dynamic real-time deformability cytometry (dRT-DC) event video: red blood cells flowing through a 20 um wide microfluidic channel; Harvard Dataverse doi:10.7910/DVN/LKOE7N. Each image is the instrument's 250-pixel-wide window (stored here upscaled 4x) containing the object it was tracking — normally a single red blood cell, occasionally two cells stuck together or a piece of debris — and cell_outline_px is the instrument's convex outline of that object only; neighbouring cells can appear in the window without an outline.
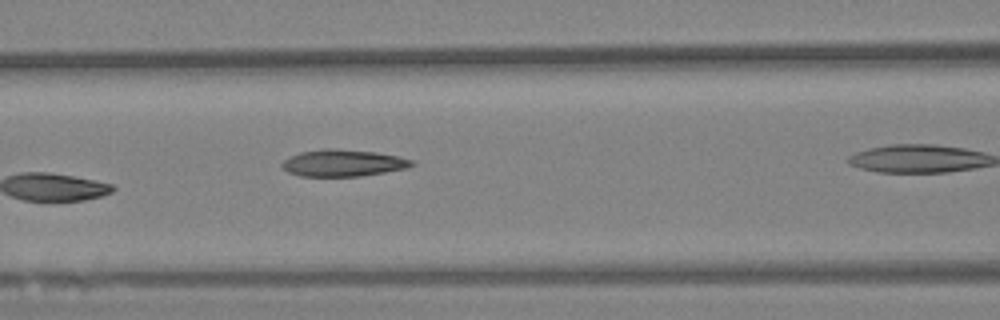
{"species": "Egyptian fruit bat (a non-hibernating species)", "species_latin": "Rousettus aegyptiacus", "temperature_condition": "warm", "stored_images_in_passage": 8, "camera_frame_rate_fps": 3000, "um_per_image_px": 0.085, "animal": {"sex": "female"}, "frame": {"image": 1, "passage_image": 7, "time_ms": 2.0, "image_size_px": [1000, 320], "cell_outline_px": [[416, 164], [408, 168], [360, 176], [300, 176], [288, 172], [280, 164], [284, 160], [300, 152], [328, 148], [376, 152], [396, 156], [412, 160]], "centroid_in_image_um": [29.17, 13.86], "position_along_channel_um": 137.4, "area_um2": 20.06}}